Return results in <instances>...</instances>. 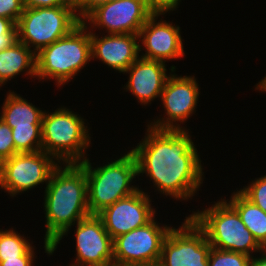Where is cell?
<instances>
[{"label":"cell","instance_id":"6da1fadb","mask_svg":"<svg viewBox=\"0 0 266 266\" xmlns=\"http://www.w3.org/2000/svg\"><path fill=\"white\" fill-rule=\"evenodd\" d=\"M188 130H158L148 126L143 141L130 150L137 175L147 174L166 196L186 200L203 182L201 160Z\"/></svg>","mask_w":266,"mask_h":266},{"label":"cell","instance_id":"7a4b0ae2","mask_svg":"<svg viewBox=\"0 0 266 266\" xmlns=\"http://www.w3.org/2000/svg\"><path fill=\"white\" fill-rule=\"evenodd\" d=\"M44 198L47 228L44 247L52 255L69 228L91 215L85 170L78 163L58 166L50 176Z\"/></svg>","mask_w":266,"mask_h":266},{"label":"cell","instance_id":"3957f363","mask_svg":"<svg viewBox=\"0 0 266 266\" xmlns=\"http://www.w3.org/2000/svg\"><path fill=\"white\" fill-rule=\"evenodd\" d=\"M78 164L85 170L88 209L91 215H98L119 199L139 189L130 186L137 176V163L131 151L111 163L94 169L88 158Z\"/></svg>","mask_w":266,"mask_h":266},{"label":"cell","instance_id":"277c9868","mask_svg":"<svg viewBox=\"0 0 266 266\" xmlns=\"http://www.w3.org/2000/svg\"><path fill=\"white\" fill-rule=\"evenodd\" d=\"M81 22L68 35L36 54V76L55 79L60 85L69 82L91 58L90 31ZM87 30V31H86Z\"/></svg>","mask_w":266,"mask_h":266},{"label":"cell","instance_id":"5b68a950","mask_svg":"<svg viewBox=\"0 0 266 266\" xmlns=\"http://www.w3.org/2000/svg\"><path fill=\"white\" fill-rule=\"evenodd\" d=\"M189 216L205 232L213 248L243 253L250 257H253L251 252L263 251L238 212L225 199Z\"/></svg>","mask_w":266,"mask_h":266},{"label":"cell","instance_id":"8992f818","mask_svg":"<svg viewBox=\"0 0 266 266\" xmlns=\"http://www.w3.org/2000/svg\"><path fill=\"white\" fill-rule=\"evenodd\" d=\"M84 124L83 118L66 107L51 114L45 111L42 118V151L59 163L63 161V164L84 161L87 158L85 149L90 145V136Z\"/></svg>","mask_w":266,"mask_h":266},{"label":"cell","instance_id":"52a82bcc","mask_svg":"<svg viewBox=\"0 0 266 266\" xmlns=\"http://www.w3.org/2000/svg\"><path fill=\"white\" fill-rule=\"evenodd\" d=\"M81 22L80 15L69 7L25 8L16 24L18 41L29 48L35 46L33 51L37 54Z\"/></svg>","mask_w":266,"mask_h":266},{"label":"cell","instance_id":"ba28073f","mask_svg":"<svg viewBox=\"0 0 266 266\" xmlns=\"http://www.w3.org/2000/svg\"><path fill=\"white\" fill-rule=\"evenodd\" d=\"M155 222L113 239V266H157L162 245L172 227Z\"/></svg>","mask_w":266,"mask_h":266},{"label":"cell","instance_id":"9c48e42d","mask_svg":"<svg viewBox=\"0 0 266 266\" xmlns=\"http://www.w3.org/2000/svg\"><path fill=\"white\" fill-rule=\"evenodd\" d=\"M211 248L205 232L188 216L167 234L157 266H208Z\"/></svg>","mask_w":266,"mask_h":266},{"label":"cell","instance_id":"30bf717a","mask_svg":"<svg viewBox=\"0 0 266 266\" xmlns=\"http://www.w3.org/2000/svg\"><path fill=\"white\" fill-rule=\"evenodd\" d=\"M151 15L145 0H115L93 5L81 19L105 27L108 34H139Z\"/></svg>","mask_w":266,"mask_h":266},{"label":"cell","instance_id":"8fae6325","mask_svg":"<svg viewBox=\"0 0 266 266\" xmlns=\"http://www.w3.org/2000/svg\"><path fill=\"white\" fill-rule=\"evenodd\" d=\"M53 156L44 151L16 153L5 159L0 187L14 197L38 184L49 182L52 172L59 166Z\"/></svg>","mask_w":266,"mask_h":266},{"label":"cell","instance_id":"7c38bea8","mask_svg":"<svg viewBox=\"0 0 266 266\" xmlns=\"http://www.w3.org/2000/svg\"><path fill=\"white\" fill-rule=\"evenodd\" d=\"M176 76L169 75L160 97L167 117L150 123L149 127L158 130H184L176 121L184 122L193 114L200 94L199 85L194 76Z\"/></svg>","mask_w":266,"mask_h":266},{"label":"cell","instance_id":"4fadbf2b","mask_svg":"<svg viewBox=\"0 0 266 266\" xmlns=\"http://www.w3.org/2000/svg\"><path fill=\"white\" fill-rule=\"evenodd\" d=\"M76 225V264L70 266H113V239L102 219L89 215Z\"/></svg>","mask_w":266,"mask_h":266},{"label":"cell","instance_id":"5bb4252c","mask_svg":"<svg viewBox=\"0 0 266 266\" xmlns=\"http://www.w3.org/2000/svg\"><path fill=\"white\" fill-rule=\"evenodd\" d=\"M149 196L138 189L105 208L98 216L112 239L149 223L155 216Z\"/></svg>","mask_w":266,"mask_h":266},{"label":"cell","instance_id":"9a60e30c","mask_svg":"<svg viewBox=\"0 0 266 266\" xmlns=\"http://www.w3.org/2000/svg\"><path fill=\"white\" fill-rule=\"evenodd\" d=\"M158 16L152 14L139 31V39L143 38L141 44L146 50L141 57L165 63L184 56L180 27L162 20L156 22Z\"/></svg>","mask_w":266,"mask_h":266},{"label":"cell","instance_id":"2e32d148","mask_svg":"<svg viewBox=\"0 0 266 266\" xmlns=\"http://www.w3.org/2000/svg\"><path fill=\"white\" fill-rule=\"evenodd\" d=\"M91 58H99L117 71L124 72L139 58L142 46L138 34H108L98 38L90 31Z\"/></svg>","mask_w":266,"mask_h":266},{"label":"cell","instance_id":"e0dca14e","mask_svg":"<svg viewBox=\"0 0 266 266\" xmlns=\"http://www.w3.org/2000/svg\"><path fill=\"white\" fill-rule=\"evenodd\" d=\"M162 61L139 57L125 72L130 74L126 89L143 105L148 104L161 93L169 76Z\"/></svg>","mask_w":266,"mask_h":266},{"label":"cell","instance_id":"ac0fdd59","mask_svg":"<svg viewBox=\"0 0 266 266\" xmlns=\"http://www.w3.org/2000/svg\"><path fill=\"white\" fill-rule=\"evenodd\" d=\"M36 76V54L19 41L0 51V86L21 72Z\"/></svg>","mask_w":266,"mask_h":266},{"label":"cell","instance_id":"d6986e66","mask_svg":"<svg viewBox=\"0 0 266 266\" xmlns=\"http://www.w3.org/2000/svg\"><path fill=\"white\" fill-rule=\"evenodd\" d=\"M43 114L44 111L36 108L13 91L6 96L0 119L11 129L14 127H31V125H42Z\"/></svg>","mask_w":266,"mask_h":266},{"label":"cell","instance_id":"ffe728a7","mask_svg":"<svg viewBox=\"0 0 266 266\" xmlns=\"http://www.w3.org/2000/svg\"><path fill=\"white\" fill-rule=\"evenodd\" d=\"M229 204L238 212L242 222L258 244L266 249V212L253 204L238 190L232 194Z\"/></svg>","mask_w":266,"mask_h":266},{"label":"cell","instance_id":"44dd1931","mask_svg":"<svg viewBox=\"0 0 266 266\" xmlns=\"http://www.w3.org/2000/svg\"><path fill=\"white\" fill-rule=\"evenodd\" d=\"M34 248L24 236L15 230H0V259H17L20 256H34Z\"/></svg>","mask_w":266,"mask_h":266},{"label":"cell","instance_id":"7402d4cb","mask_svg":"<svg viewBox=\"0 0 266 266\" xmlns=\"http://www.w3.org/2000/svg\"><path fill=\"white\" fill-rule=\"evenodd\" d=\"M12 136L16 153H33L42 150V125L14 127Z\"/></svg>","mask_w":266,"mask_h":266},{"label":"cell","instance_id":"603a6c76","mask_svg":"<svg viewBox=\"0 0 266 266\" xmlns=\"http://www.w3.org/2000/svg\"><path fill=\"white\" fill-rule=\"evenodd\" d=\"M208 266H252V257L212 247L208 255Z\"/></svg>","mask_w":266,"mask_h":266},{"label":"cell","instance_id":"cb8c5ba5","mask_svg":"<svg viewBox=\"0 0 266 266\" xmlns=\"http://www.w3.org/2000/svg\"><path fill=\"white\" fill-rule=\"evenodd\" d=\"M240 192L253 204L266 212V175L251 182Z\"/></svg>","mask_w":266,"mask_h":266},{"label":"cell","instance_id":"d4e9b609","mask_svg":"<svg viewBox=\"0 0 266 266\" xmlns=\"http://www.w3.org/2000/svg\"><path fill=\"white\" fill-rule=\"evenodd\" d=\"M17 41L16 24L10 19L0 17V51L11 47Z\"/></svg>","mask_w":266,"mask_h":266},{"label":"cell","instance_id":"484cf974","mask_svg":"<svg viewBox=\"0 0 266 266\" xmlns=\"http://www.w3.org/2000/svg\"><path fill=\"white\" fill-rule=\"evenodd\" d=\"M15 154V145L11 128L0 119V155L8 159Z\"/></svg>","mask_w":266,"mask_h":266},{"label":"cell","instance_id":"4316f807","mask_svg":"<svg viewBox=\"0 0 266 266\" xmlns=\"http://www.w3.org/2000/svg\"><path fill=\"white\" fill-rule=\"evenodd\" d=\"M24 9L22 0H0V17L10 19L15 24L19 21Z\"/></svg>","mask_w":266,"mask_h":266},{"label":"cell","instance_id":"83f0119b","mask_svg":"<svg viewBox=\"0 0 266 266\" xmlns=\"http://www.w3.org/2000/svg\"><path fill=\"white\" fill-rule=\"evenodd\" d=\"M179 1L181 0H145V3L151 14L162 15L176 9Z\"/></svg>","mask_w":266,"mask_h":266},{"label":"cell","instance_id":"f1b7e54d","mask_svg":"<svg viewBox=\"0 0 266 266\" xmlns=\"http://www.w3.org/2000/svg\"><path fill=\"white\" fill-rule=\"evenodd\" d=\"M34 256H20L17 259H0V266H32Z\"/></svg>","mask_w":266,"mask_h":266},{"label":"cell","instance_id":"f546056e","mask_svg":"<svg viewBox=\"0 0 266 266\" xmlns=\"http://www.w3.org/2000/svg\"><path fill=\"white\" fill-rule=\"evenodd\" d=\"M25 8L54 7V0H22Z\"/></svg>","mask_w":266,"mask_h":266},{"label":"cell","instance_id":"4dcf8cb0","mask_svg":"<svg viewBox=\"0 0 266 266\" xmlns=\"http://www.w3.org/2000/svg\"><path fill=\"white\" fill-rule=\"evenodd\" d=\"M77 1V12L82 18V15L89 10L93 5L98 4L99 0H76Z\"/></svg>","mask_w":266,"mask_h":266},{"label":"cell","instance_id":"1f68e13d","mask_svg":"<svg viewBox=\"0 0 266 266\" xmlns=\"http://www.w3.org/2000/svg\"><path fill=\"white\" fill-rule=\"evenodd\" d=\"M64 6L72 8L75 12L77 11V1L76 0H54V7Z\"/></svg>","mask_w":266,"mask_h":266},{"label":"cell","instance_id":"d6a6232c","mask_svg":"<svg viewBox=\"0 0 266 266\" xmlns=\"http://www.w3.org/2000/svg\"><path fill=\"white\" fill-rule=\"evenodd\" d=\"M262 256L259 258L252 257V266H266V249H263Z\"/></svg>","mask_w":266,"mask_h":266},{"label":"cell","instance_id":"836d02e7","mask_svg":"<svg viewBox=\"0 0 266 266\" xmlns=\"http://www.w3.org/2000/svg\"><path fill=\"white\" fill-rule=\"evenodd\" d=\"M256 89L266 92V76L259 83H257Z\"/></svg>","mask_w":266,"mask_h":266},{"label":"cell","instance_id":"e575fe53","mask_svg":"<svg viewBox=\"0 0 266 266\" xmlns=\"http://www.w3.org/2000/svg\"><path fill=\"white\" fill-rule=\"evenodd\" d=\"M5 158L0 155V182L4 174Z\"/></svg>","mask_w":266,"mask_h":266},{"label":"cell","instance_id":"d590c367","mask_svg":"<svg viewBox=\"0 0 266 266\" xmlns=\"http://www.w3.org/2000/svg\"><path fill=\"white\" fill-rule=\"evenodd\" d=\"M111 1H115V0H99V3H106V2H111Z\"/></svg>","mask_w":266,"mask_h":266}]
</instances>
